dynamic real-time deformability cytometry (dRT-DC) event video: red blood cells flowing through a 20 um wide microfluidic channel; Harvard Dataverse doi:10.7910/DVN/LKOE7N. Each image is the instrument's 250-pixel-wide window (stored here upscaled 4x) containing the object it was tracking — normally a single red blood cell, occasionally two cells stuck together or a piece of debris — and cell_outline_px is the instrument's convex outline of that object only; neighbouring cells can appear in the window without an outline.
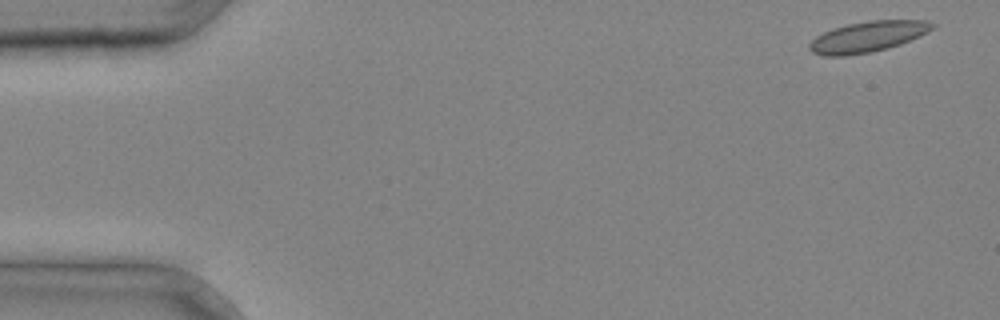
{"species": "common noctule bat (a hibernating species)", "species_latin": "Nyctalus noctula", "temperature_condition": "cold", "stored_images_in_passage": 4, "camera_frame_rate_fps": 3000, "um_per_image_px": 0.085, "animal": {"sex": "male", "body_mass_g": 20.4}, "frame": {"image": 1, "passage_image": 1, "time_ms": 0.0, "image_size_px": [1000, 320], "cell_outline_px": [[936, 28], [920, 36], [900, 44], [888, 48], [868, 52], [844, 56], [824, 56], [812, 52], [808, 48], [808, 44], [816, 36], [832, 28], [848, 24], [868, 20], [928, 20], [936, 24]], "centroid_in_image_um": [73.78, 3.11], "position_along_channel_um": 11.2, "area_um2": 22.14}}